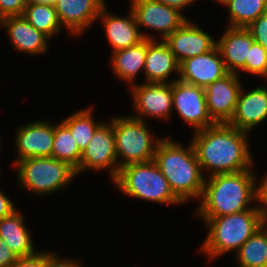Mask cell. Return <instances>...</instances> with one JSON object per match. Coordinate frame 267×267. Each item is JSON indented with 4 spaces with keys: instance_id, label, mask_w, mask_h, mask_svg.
<instances>
[{
    "instance_id": "cell-1",
    "label": "cell",
    "mask_w": 267,
    "mask_h": 267,
    "mask_svg": "<svg viewBox=\"0 0 267 267\" xmlns=\"http://www.w3.org/2000/svg\"><path fill=\"white\" fill-rule=\"evenodd\" d=\"M249 134L228 123H215L194 132L191 142L202 173L208 170L206 174L212 176L252 169L255 162L249 150Z\"/></svg>"
},
{
    "instance_id": "cell-22",
    "label": "cell",
    "mask_w": 267,
    "mask_h": 267,
    "mask_svg": "<svg viewBox=\"0 0 267 267\" xmlns=\"http://www.w3.org/2000/svg\"><path fill=\"white\" fill-rule=\"evenodd\" d=\"M18 210L0 220V238L18 257H28L38 251L34 250L32 233Z\"/></svg>"
},
{
    "instance_id": "cell-25",
    "label": "cell",
    "mask_w": 267,
    "mask_h": 267,
    "mask_svg": "<svg viewBox=\"0 0 267 267\" xmlns=\"http://www.w3.org/2000/svg\"><path fill=\"white\" fill-rule=\"evenodd\" d=\"M239 267H267V224L264 223L236 252Z\"/></svg>"
},
{
    "instance_id": "cell-37",
    "label": "cell",
    "mask_w": 267,
    "mask_h": 267,
    "mask_svg": "<svg viewBox=\"0 0 267 267\" xmlns=\"http://www.w3.org/2000/svg\"><path fill=\"white\" fill-rule=\"evenodd\" d=\"M162 4H165L169 7L175 8L180 12H183L189 5L196 2L197 0H156Z\"/></svg>"
},
{
    "instance_id": "cell-21",
    "label": "cell",
    "mask_w": 267,
    "mask_h": 267,
    "mask_svg": "<svg viewBox=\"0 0 267 267\" xmlns=\"http://www.w3.org/2000/svg\"><path fill=\"white\" fill-rule=\"evenodd\" d=\"M254 42L247 28L230 26L226 28L217 41V47L228 72L237 73L245 65L249 49Z\"/></svg>"
},
{
    "instance_id": "cell-7",
    "label": "cell",
    "mask_w": 267,
    "mask_h": 267,
    "mask_svg": "<svg viewBox=\"0 0 267 267\" xmlns=\"http://www.w3.org/2000/svg\"><path fill=\"white\" fill-rule=\"evenodd\" d=\"M147 126L145 121L130 115L113 118L119 170L132 163H145L154 160L157 147L163 138L152 136Z\"/></svg>"
},
{
    "instance_id": "cell-28",
    "label": "cell",
    "mask_w": 267,
    "mask_h": 267,
    "mask_svg": "<svg viewBox=\"0 0 267 267\" xmlns=\"http://www.w3.org/2000/svg\"><path fill=\"white\" fill-rule=\"evenodd\" d=\"M225 6L230 27L247 28L260 15L267 13V0H229Z\"/></svg>"
},
{
    "instance_id": "cell-23",
    "label": "cell",
    "mask_w": 267,
    "mask_h": 267,
    "mask_svg": "<svg viewBox=\"0 0 267 267\" xmlns=\"http://www.w3.org/2000/svg\"><path fill=\"white\" fill-rule=\"evenodd\" d=\"M110 64L114 71V75L118 79L128 82L132 87L136 83V76L143 71L147 55V39H144L135 46L125 48L116 52H111Z\"/></svg>"
},
{
    "instance_id": "cell-14",
    "label": "cell",
    "mask_w": 267,
    "mask_h": 267,
    "mask_svg": "<svg viewBox=\"0 0 267 267\" xmlns=\"http://www.w3.org/2000/svg\"><path fill=\"white\" fill-rule=\"evenodd\" d=\"M229 72L218 47L179 64V80L205 89L214 81L222 79Z\"/></svg>"
},
{
    "instance_id": "cell-31",
    "label": "cell",
    "mask_w": 267,
    "mask_h": 267,
    "mask_svg": "<svg viewBox=\"0 0 267 267\" xmlns=\"http://www.w3.org/2000/svg\"><path fill=\"white\" fill-rule=\"evenodd\" d=\"M27 0H0V20L23 15Z\"/></svg>"
},
{
    "instance_id": "cell-8",
    "label": "cell",
    "mask_w": 267,
    "mask_h": 267,
    "mask_svg": "<svg viewBox=\"0 0 267 267\" xmlns=\"http://www.w3.org/2000/svg\"><path fill=\"white\" fill-rule=\"evenodd\" d=\"M109 170L113 182L119 174V167L116 154L115 136L113 132V118L110 122L102 124L94 132L87 148L82 152L79 173L87 170Z\"/></svg>"
},
{
    "instance_id": "cell-6",
    "label": "cell",
    "mask_w": 267,
    "mask_h": 267,
    "mask_svg": "<svg viewBox=\"0 0 267 267\" xmlns=\"http://www.w3.org/2000/svg\"><path fill=\"white\" fill-rule=\"evenodd\" d=\"M15 166L19 186L34 196L63 190L77 176L73 167L52 156L29 157L18 161Z\"/></svg>"
},
{
    "instance_id": "cell-26",
    "label": "cell",
    "mask_w": 267,
    "mask_h": 267,
    "mask_svg": "<svg viewBox=\"0 0 267 267\" xmlns=\"http://www.w3.org/2000/svg\"><path fill=\"white\" fill-rule=\"evenodd\" d=\"M82 152L69 128L61 121L54 124L52 157L68 163L75 170L79 167Z\"/></svg>"
},
{
    "instance_id": "cell-38",
    "label": "cell",
    "mask_w": 267,
    "mask_h": 267,
    "mask_svg": "<svg viewBox=\"0 0 267 267\" xmlns=\"http://www.w3.org/2000/svg\"><path fill=\"white\" fill-rule=\"evenodd\" d=\"M56 0H27V3L35 2V3H50L54 4Z\"/></svg>"
},
{
    "instance_id": "cell-34",
    "label": "cell",
    "mask_w": 267,
    "mask_h": 267,
    "mask_svg": "<svg viewBox=\"0 0 267 267\" xmlns=\"http://www.w3.org/2000/svg\"><path fill=\"white\" fill-rule=\"evenodd\" d=\"M261 181L257 184V195H258V204L259 209L263 213L265 219L267 218V173L263 176ZM262 204V205H261Z\"/></svg>"
},
{
    "instance_id": "cell-2",
    "label": "cell",
    "mask_w": 267,
    "mask_h": 267,
    "mask_svg": "<svg viewBox=\"0 0 267 267\" xmlns=\"http://www.w3.org/2000/svg\"><path fill=\"white\" fill-rule=\"evenodd\" d=\"M198 217H220L251 209L258 200L257 177L253 169L205 177Z\"/></svg>"
},
{
    "instance_id": "cell-20",
    "label": "cell",
    "mask_w": 267,
    "mask_h": 267,
    "mask_svg": "<svg viewBox=\"0 0 267 267\" xmlns=\"http://www.w3.org/2000/svg\"><path fill=\"white\" fill-rule=\"evenodd\" d=\"M171 74H178L179 78V63L168 45L164 40L147 39V55L144 66L145 82L172 83L178 80L177 78L168 81L167 78Z\"/></svg>"
},
{
    "instance_id": "cell-33",
    "label": "cell",
    "mask_w": 267,
    "mask_h": 267,
    "mask_svg": "<svg viewBox=\"0 0 267 267\" xmlns=\"http://www.w3.org/2000/svg\"><path fill=\"white\" fill-rule=\"evenodd\" d=\"M81 260L75 259H62L61 256L53 251L48 252V267H82Z\"/></svg>"
},
{
    "instance_id": "cell-4",
    "label": "cell",
    "mask_w": 267,
    "mask_h": 267,
    "mask_svg": "<svg viewBox=\"0 0 267 267\" xmlns=\"http://www.w3.org/2000/svg\"><path fill=\"white\" fill-rule=\"evenodd\" d=\"M208 229L200 251L215 260L231 251L235 253L265 223L258 206L220 217H200Z\"/></svg>"
},
{
    "instance_id": "cell-3",
    "label": "cell",
    "mask_w": 267,
    "mask_h": 267,
    "mask_svg": "<svg viewBox=\"0 0 267 267\" xmlns=\"http://www.w3.org/2000/svg\"><path fill=\"white\" fill-rule=\"evenodd\" d=\"M173 140L170 136L163 137L154 161L182 205L191 198L200 200L205 175L201 171L194 146L191 140L187 147Z\"/></svg>"
},
{
    "instance_id": "cell-18",
    "label": "cell",
    "mask_w": 267,
    "mask_h": 267,
    "mask_svg": "<svg viewBox=\"0 0 267 267\" xmlns=\"http://www.w3.org/2000/svg\"><path fill=\"white\" fill-rule=\"evenodd\" d=\"M267 119V86L244 91L243 85L229 125L249 133Z\"/></svg>"
},
{
    "instance_id": "cell-30",
    "label": "cell",
    "mask_w": 267,
    "mask_h": 267,
    "mask_svg": "<svg viewBox=\"0 0 267 267\" xmlns=\"http://www.w3.org/2000/svg\"><path fill=\"white\" fill-rule=\"evenodd\" d=\"M247 29L256 43L267 50V13L260 15Z\"/></svg>"
},
{
    "instance_id": "cell-24",
    "label": "cell",
    "mask_w": 267,
    "mask_h": 267,
    "mask_svg": "<svg viewBox=\"0 0 267 267\" xmlns=\"http://www.w3.org/2000/svg\"><path fill=\"white\" fill-rule=\"evenodd\" d=\"M36 30L49 39L63 30L54 4L27 3L22 15Z\"/></svg>"
},
{
    "instance_id": "cell-29",
    "label": "cell",
    "mask_w": 267,
    "mask_h": 267,
    "mask_svg": "<svg viewBox=\"0 0 267 267\" xmlns=\"http://www.w3.org/2000/svg\"><path fill=\"white\" fill-rule=\"evenodd\" d=\"M240 71L267 79V50L259 43L254 42L249 49L245 65L237 72L239 76Z\"/></svg>"
},
{
    "instance_id": "cell-10",
    "label": "cell",
    "mask_w": 267,
    "mask_h": 267,
    "mask_svg": "<svg viewBox=\"0 0 267 267\" xmlns=\"http://www.w3.org/2000/svg\"><path fill=\"white\" fill-rule=\"evenodd\" d=\"M172 103L185 123L194 132L215 124L207 111L204 89L181 80L172 82Z\"/></svg>"
},
{
    "instance_id": "cell-39",
    "label": "cell",
    "mask_w": 267,
    "mask_h": 267,
    "mask_svg": "<svg viewBox=\"0 0 267 267\" xmlns=\"http://www.w3.org/2000/svg\"><path fill=\"white\" fill-rule=\"evenodd\" d=\"M216 1L225 6L228 3L229 0H216Z\"/></svg>"
},
{
    "instance_id": "cell-9",
    "label": "cell",
    "mask_w": 267,
    "mask_h": 267,
    "mask_svg": "<svg viewBox=\"0 0 267 267\" xmlns=\"http://www.w3.org/2000/svg\"><path fill=\"white\" fill-rule=\"evenodd\" d=\"M135 115L145 121L146 117L168 120L173 110L172 83H140L130 88ZM145 117V118H144Z\"/></svg>"
},
{
    "instance_id": "cell-35",
    "label": "cell",
    "mask_w": 267,
    "mask_h": 267,
    "mask_svg": "<svg viewBox=\"0 0 267 267\" xmlns=\"http://www.w3.org/2000/svg\"><path fill=\"white\" fill-rule=\"evenodd\" d=\"M17 259L18 256L0 238V267H11Z\"/></svg>"
},
{
    "instance_id": "cell-27",
    "label": "cell",
    "mask_w": 267,
    "mask_h": 267,
    "mask_svg": "<svg viewBox=\"0 0 267 267\" xmlns=\"http://www.w3.org/2000/svg\"><path fill=\"white\" fill-rule=\"evenodd\" d=\"M92 107L84 108L76 111L75 113L68 115L62 122L69 128L71 134L79 147V150L83 152L88 143L91 141L92 136L96 129L102 124L98 123L93 118Z\"/></svg>"
},
{
    "instance_id": "cell-17",
    "label": "cell",
    "mask_w": 267,
    "mask_h": 267,
    "mask_svg": "<svg viewBox=\"0 0 267 267\" xmlns=\"http://www.w3.org/2000/svg\"><path fill=\"white\" fill-rule=\"evenodd\" d=\"M108 10L105 5L97 19L102 21L106 36L113 49L112 52L135 46L144 39L155 40V37L149 33L145 34L140 31L131 9L127 17L113 15Z\"/></svg>"
},
{
    "instance_id": "cell-16",
    "label": "cell",
    "mask_w": 267,
    "mask_h": 267,
    "mask_svg": "<svg viewBox=\"0 0 267 267\" xmlns=\"http://www.w3.org/2000/svg\"><path fill=\"white\" fill-rule=\"evenodd\" d=\"M105 0H56L54 3L59 21L70 35L85 33L96 22Z\"/></svg>"
},
{
    "instance_id": "cell-11",
    "label": "cell",
    "mask_w": 267,
    "mask_h": 267,
    "mask_svg": "<svg viewBox=\"0 0 267 267\" xmlns=\"http://www.w3.org/2000/svg\"><path fill=\"white\" fill-rule=\"evenodd\" d=\"M130 4L138 27L157 31L159 40H164L188 20L179 10L156 0H130Z\"/></svg>"
},
{
    "instance_id": "cell-15",
    "label": "cell",
    "mask_w": 267,
    "mask_h": 267,
    "mask_svg": "<svg viewBox=\"0 0 267 267\" xmlns=\"http://www.w3.org/2000/svg\"><path fill=\"white\" fill-rule=\"evenodd\" d=\"M164 42L179 64L185 59L211 51L217 46V41L211 35L189 19L168 35Z\"/></svg>"
},
{
    "instance_id": "cell-36",
    "label": "cell",
    "mask_w": 267,
    "mask_h": 267,
    "mask_svg": "<svg viewBox=\"0 0 267 267\" xmlns=\"http://www.w3.org/2000/svg\"><path fill=\"white\" fill-rule=\"evenodd\" d=\"M16 210L14 202L3 191H0V220Z\"/></svg>"
},
{
    "instance_id": "cell-32",
    "label": "cell",
    "mask_w": 267,
    "mask_h": 267,
    "mask_svg": "<svg viewBox=\"0 0 267 267\" xmlns=\"http://www.w3.org/2000/svg\"><path fill=\"white\" fill-rule=\"evenodd\" d=\"M11 267H48V251L41 250L28 257H18Z\"/></svg>"
},
{
    "instance_id": "cell-13",
    "label": "cell",
    "mask_w": 267,
    "mask_h": 267,
    "mask_svg": "<svg viewBox=\"0 0 267 267\" xmlns=\"http://www.w3.org/2000/svg\"><path fill=\"white\" fill-rule=\"evenodd\" d=\"M15 150L18 156L14 165L29 157H51L54 139V124L43 120L20 125L15 132Z\"/></svg>"
},
{
    "instance_id": "cell-5",
    "label": "cell",
    "mask_w": 267,
    "mask_h": 267,
    "mask_svg": "<svg viewBox=\"0 0 267 267\" xmlns=\"http://www.w3.org/2000/svg\"><path fill=\"white\" fill-rule=\"evenodd\" d=\"M112 183L129 197L165 205L182 203L172 192L168 180L154 160L120 168Z\"/></svg>"
},
{
    "instance_id": "cell-12",
    "label": "cell",
    "mask_w": 267,
    "mask_h": 267,
    "mask_svg": "<svg viewBox=\"0 0 267 267\" xmlns=\"http://www.w3.org/2000/svg\"><path fill=\"white\" fill-rule=\"evenodd\" d=\"M240 77L229 72L204 89L207 111L215 123H228L233 117L242 87Z\"/></svg>"
},
{
    "instance_id": "cell-19",
    "label": "cell",
    "mask_w": 267,
    "mask_h": 267,
    "mask_svg": "<svg viewBox=\"0 0 267 267\" xmlns=\"http://www.w3.org/2000/svg\"><path fill=\"white\" fill-rule=\"evenodd\" d=\"M15 50L30 55H41L49 49L50 39L36 30L22 15L7 17L0 21Z\"/></svg>"
}]
</instances>
